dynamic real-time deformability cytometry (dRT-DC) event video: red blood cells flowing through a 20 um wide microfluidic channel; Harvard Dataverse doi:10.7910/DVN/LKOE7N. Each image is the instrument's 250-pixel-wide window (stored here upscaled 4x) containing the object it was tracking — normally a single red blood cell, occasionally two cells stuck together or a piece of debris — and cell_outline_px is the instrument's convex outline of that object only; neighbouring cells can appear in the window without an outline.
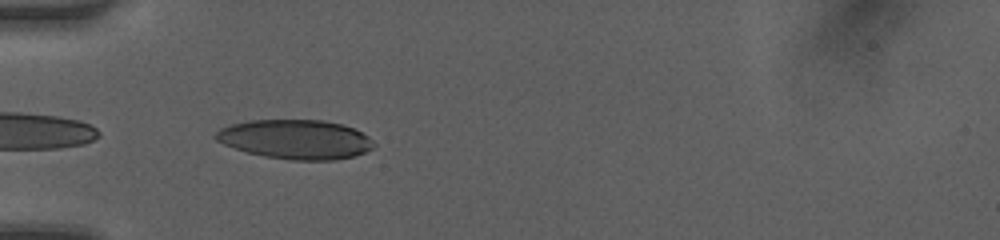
{"species": "human", "species_latin": "Homo sapiens", "temperature_condition": "room temperature", "stored_images_in_passage": 16, "camera_frame_rate_fps": 3000, "um_per_image_px": 0.085, "donor": {"sex": "female"}, "frame": {"image": 1, "passage_image": 1, "time_ms": 0.0, "image_size_px": [1000, 240], "cell_outline_px": [[376, 144], [372, 148], [364, 152], [352, 156], [336, 160], [292, 160], [264, 156], [248, 152], [224, 144], [216, 140], [212, 136], [220, 128], [232, 124], [248, 120], [324, 120], [344, 124], [368, 136]], "centroid_in_image_um": [25.12, 11.84], "position_along_channel_um": 59.9, "area_um2": 36.18}}
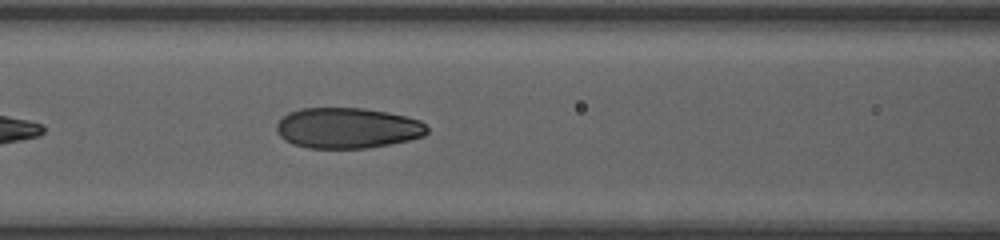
{"frame": {"image": 2, "passage_image": 7, "time_ms": 2.0, "image_size_px": [1000, 240], "cell_outline_px": [[428, 132], [424, 136], [408, 140], [368, 148], [308, 148], [292, 144], [284, 140], [276, 132], [276, 124], [288, 112], [300, 108], [364, 108], [388, 112], [420, 120], [428, 128]], "centroid_in_image_um": [29.51, 10.88], "position_along_channel_um": 137.1, "area_um2": 35.78}}
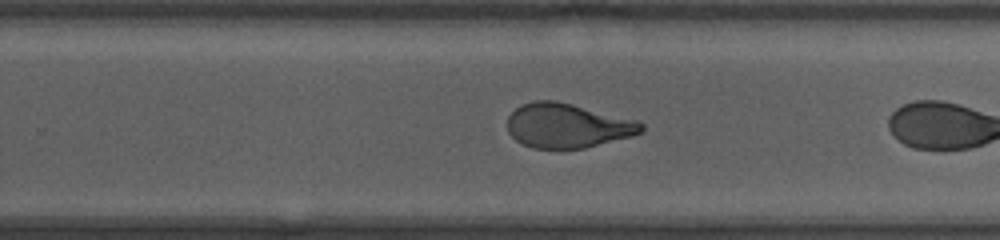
{"frame": {"image": 3, "passage_image": 15, "time_ms": 4.667, "image_size_px": [1000, 240], "cell_outline_px": [[644, 128], [640, 132], [632, 136], [584, 148], [532, 148], [516, 140], [508, 132], [508, 116], [520, 104], [532, 100], [556, 100], [636, 120], [644, 124]], "centroid_in_image_um": [48.2, 10.67], "position_along_channel_um": 281.6, "area_um2": 34.51}}